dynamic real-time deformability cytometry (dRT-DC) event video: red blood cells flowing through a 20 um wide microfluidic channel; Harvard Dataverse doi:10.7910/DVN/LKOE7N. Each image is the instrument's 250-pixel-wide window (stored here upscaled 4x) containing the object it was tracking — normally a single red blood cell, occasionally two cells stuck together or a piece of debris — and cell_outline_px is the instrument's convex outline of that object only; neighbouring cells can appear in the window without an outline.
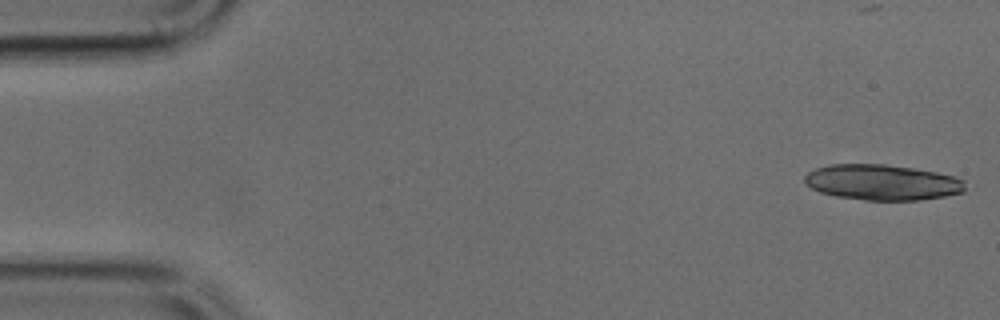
{"species": "common noctule bat (a hibernating species)", "species_latin": "Nyctalus noctula", "temperature_condition": "cold", "stored_images_in_passage": 24, "camera_frame_rate_fps": 3000, "um_per_image_px": 0.085, "animal": {"sex": "male", "body_mass_g": 17.9, "forearm_length_mm": 54.2}, "frame": {"image": 1, "passage_image": 1, "time_ms": 0.0, "image_size_px": [1000, 320], "cell_outline_px": [[964, 192], [944, 196], [920, 200], [864, 200], [836, 196], [820, 192], [804, 184], [804, 176], [808, 172], [816, 168], [828, 164], [884, 164], [912, 168], [936, 172], [956, 176], [964, 180]], "centroid_in_image_um": [74.97, 15.49], "position_along_channel_um": 10.0, "area_um2": 33.41}}